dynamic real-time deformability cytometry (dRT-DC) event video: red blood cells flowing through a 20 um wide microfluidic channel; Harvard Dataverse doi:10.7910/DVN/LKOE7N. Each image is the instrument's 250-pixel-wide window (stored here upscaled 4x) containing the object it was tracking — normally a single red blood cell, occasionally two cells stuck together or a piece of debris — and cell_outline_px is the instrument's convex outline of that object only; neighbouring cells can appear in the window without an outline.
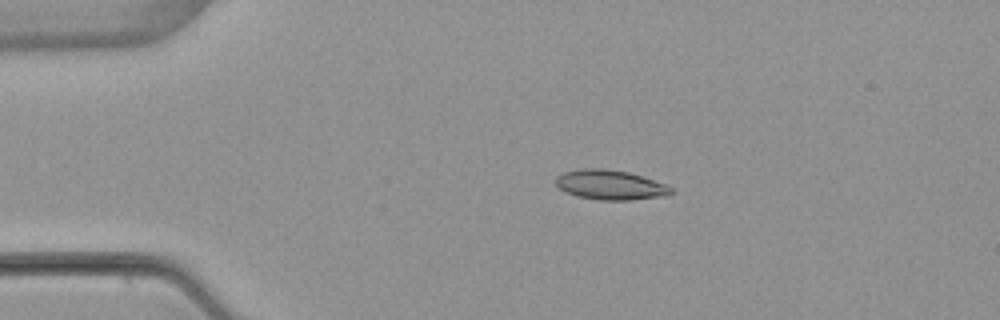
{"species": "common noctule bat (a hibernating species)", "species_latin": "Nyctalus noctula", "temperature_condition": "warm", "stored_images_in_passage": 5, "camera_frame_rate_fps": 3000, "um_per_image_px": 0.085, "animal": {"sex": "female", "body_mass_g": 22.7, "forearm_length_mm": 54.2}, "frame": {"image": 1, "passage_image": 3, "time_ms": 2.333, "image_size_px": [1000, 320], "cell_outline_px": [[676, 192], [668, 196], [632, 200], [600, 200], [576, 196], [564, 192], [556, 184], [556, 176], [564, 172], [580, 168], [604, 168], [628, 172], [668, 184]], "centroid_in_image_um": [51.92, 15.72], "position_along_channel_um": 33.1, "area_um2": 20.35}}
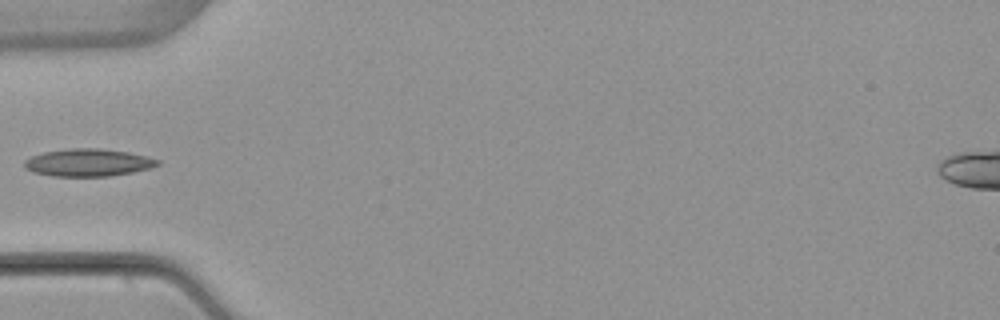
{"frame": {"image": 2, "passage_image": 5, "time_ms": 4.667, "image_size_px": [1000, 320], "cell_outline_px": [[160, 164], [152, 168], [112, 176], [52, 176], [32, 172], [24, 168], [24, 160], [32, 156], [44, 152], [68, 148], [100, 148], [128, 152], [148, 156], [160, 160]], "centroid_in_image_um": [7.51, 13.82], "position_along_channel_um": 77.5, "area_um2": 21.56}}